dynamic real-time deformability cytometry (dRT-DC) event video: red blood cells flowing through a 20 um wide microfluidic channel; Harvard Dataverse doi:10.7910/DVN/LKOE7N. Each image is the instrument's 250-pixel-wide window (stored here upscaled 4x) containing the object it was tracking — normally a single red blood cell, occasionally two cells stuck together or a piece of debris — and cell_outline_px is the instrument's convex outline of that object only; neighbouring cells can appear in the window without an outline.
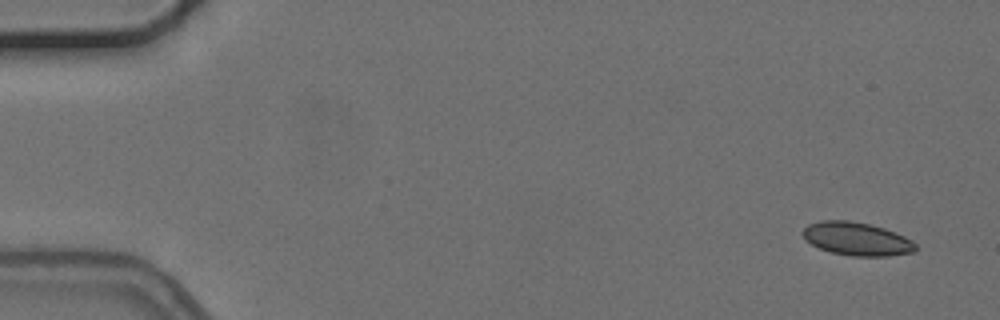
{"species": "common noctule bat (a hibernating species)", "species_latin": "Nyctalus noctula", "temperature_condition": "cold", "stored_images_in_passage": 7, "camera_frame_rate_fps": 3000, "um_per_image_px": 0.085, "animal": {"sex": "female", "body_mass_g": 24.6, "forearm_length_mm": 56.2}, "frame": {"image": 1, "passage_image": 1, "time_ms": 0.0, "image_size_px": [1000, 320], "cell_outline_px": [[916, 252], [888, 256], [852, 256], [832, 252], [820, 248], [804, 240], [800, 232], [808, 224], [820, 220], [848, 220], [868, 224], [884, 228], [904, 236], [912, 240], [916, 244]], "centroid_in_image_um": [72.8, 20.3], "position_along_channel_um": 12.2, "area_um2": 21.96}}
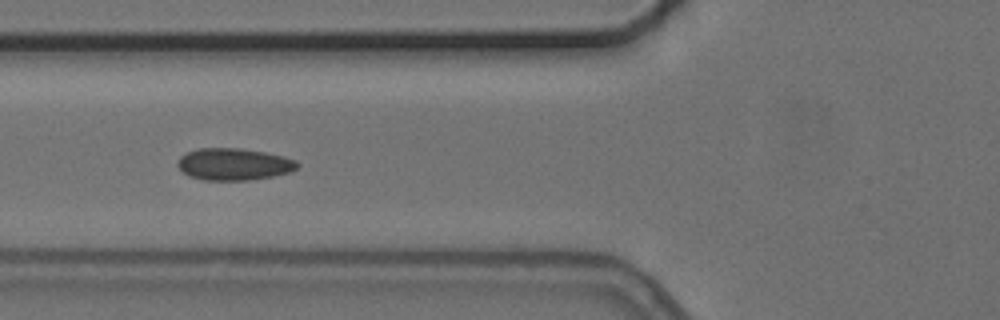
{"frame": {"image": 2, "passage_image": 6, "time_ms": 6.0, "image_size_px": [1000, 320], "cell_outline_px": [[300, 164], [296, 168], [288, 172], [272, 176], [248, 180], [204, 180], [188, 176], [176, 164], [180, 156], [188, 152], [200, 148], [240, 148], [264, 152], [284, 156], [296, 160]], "centroid_in_image_um": [19.87, 13.95], "position_along_channel_um": 105.9, "area_um2": 22.2}}
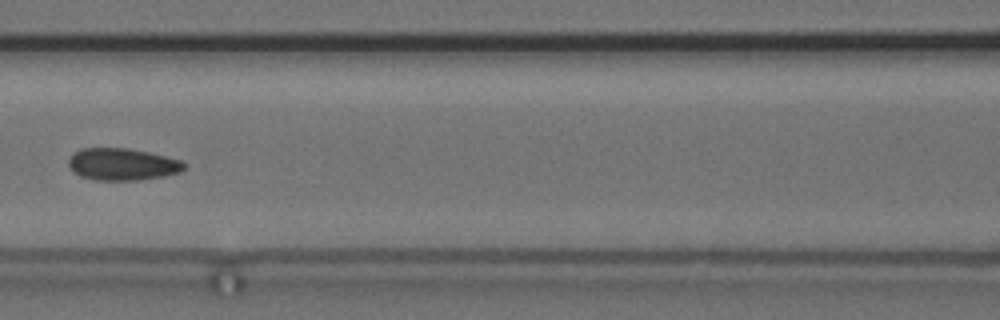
{"frame": {"image": 3, "passage_image": 7, "time_ms": 7.333, "image_size_px": [1000, 320], "cell_outline_px": [[184, 168], [180, 172], [164, 176], [136, 180], [96, 180], [80, 176], [72, 172], [68, 164], [68, 160], [72, 152], [80, 148], [128, 148], [148, 152], [180, 160], [184, 164]], "centroid_in_image_um": [10.33, 13.96], "position_along_channel_um": 156.3, "area_um2": 21.62}}